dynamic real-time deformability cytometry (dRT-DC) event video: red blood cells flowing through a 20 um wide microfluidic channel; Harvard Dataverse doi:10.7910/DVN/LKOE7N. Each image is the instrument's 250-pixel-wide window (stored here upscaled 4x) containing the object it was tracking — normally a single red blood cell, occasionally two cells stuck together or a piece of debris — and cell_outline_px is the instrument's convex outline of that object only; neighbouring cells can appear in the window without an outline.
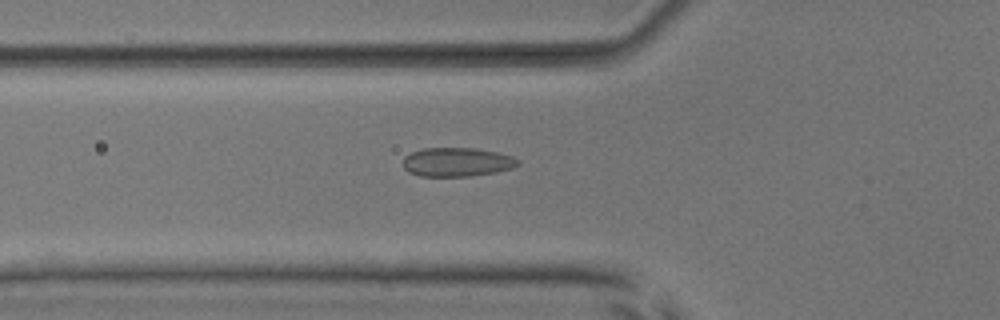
{"species": "common noctule bat (a hibernating species)", "species_latin": "Nyctalus noctula", "temperature_condition": "room temperature", "stored_images_in_passage": 46, "camera_frame_rate_fps": 3000, "um_per_image_px": 0.085, "animal": {"sex": "male", "body_mass_g": 17.9, "forearm_length_mm": 54.2}, "frame": {"image": 1, "passage_image": 12, "time_ms": 3.667, "image_size_px": [1000, 320], "cell_outline_px": [[520, 164], [512, 168], [496, 172], [468, 176], [420, 176], [408, 172], [404, 168], [404, 156], [412, 152], [424, 148], [476, 148], [496, 152], [512, 156], [520, 160]], "centroid_in_image_um": [38.85, 13.77], "position_along_channel_um": 86.9, "area_um2": 19.36}}
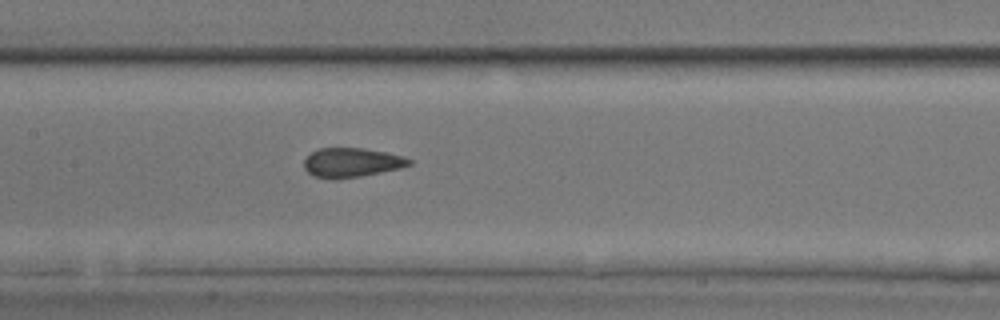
{"frame": {"image": 2, "passage_image": 19, "time_ms": 6.0, "image_size_px": [1000, 320], "cell_outline_px": [[412, 164], [400, 168], [360, 176], [336, 180], [328, 180], [312, 176], [304, 168], [304, 160], [312, 152], [320, 148], [364, 148], [404, 156], [412, 160]], "centroid_in_image_um": [29.86, 13.83], "position_along_channel_um": 177.5, "area_um2": 18.09}}
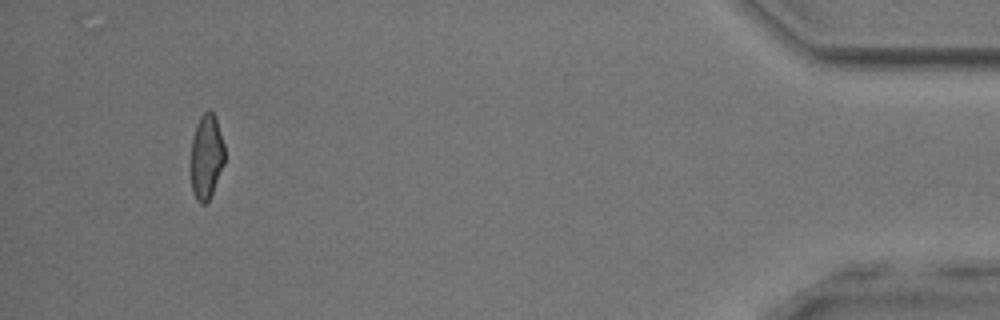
{"frame": {"image": 3, "passage_image": 43, "time_ms": 14.0, "image_size_px": [1000, 320], "cell_outline_px": [[224, 164], [212, 192], [208, 200], [204, 204], [200, 204], [196, 200], [192, 192], [188, 164], [192, 136], [196, 124], [200, 116], [204, 112], [212, 112], [216, 116], [224, 144]], "centroid_in_image_um": [17.49, 13.33], "position_along_channel_um": 417.7, "area_um2": 17.34}, "authors_computed_cell_mechanics": {"area_um2": 18.2359, "velocity_mm_per_s": 3.8672, "shape_relaxation_time_tau1_ms": null, "shape_relaxation_time_tau2_ms": 0.9678, "deformation_change_tau1": null, "deformation_change_tau2": 0.0778}}